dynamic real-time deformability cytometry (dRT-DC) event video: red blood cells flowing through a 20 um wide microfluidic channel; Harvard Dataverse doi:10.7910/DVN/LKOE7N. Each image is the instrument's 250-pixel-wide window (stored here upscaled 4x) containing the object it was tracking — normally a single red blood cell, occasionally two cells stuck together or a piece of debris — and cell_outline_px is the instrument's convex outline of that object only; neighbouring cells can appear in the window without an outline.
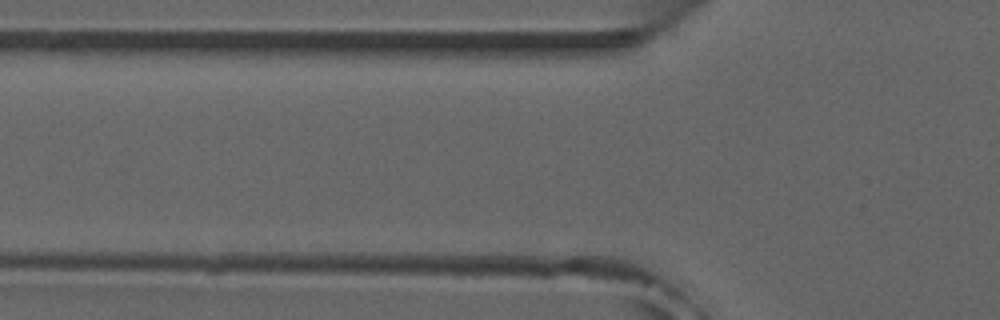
{"species": "common noctule bat (a hibernating species)", "species_latin": "Nyctalus noctula", "temperature_condition": "room temperature", "stored_images_in_passage": 2, "camera_frame_rate_fps": 3000, "um_per_image_px": 0.085, "animal": {"sex": "male", "forearm_length_mm": 52.5}, "frame": {"image": 1, "passage_image": 2, "time_ms": 0.333, "image_size_px": [1000, 320], "cell_outline_px": [[604, 276], [452, 276], [444, 272], [476, 256], [532, 256], [604, 272]], "centroid_in_image_um": [44.06, 22.75], "position_along_channel_um": 81.7, "area_um2": 16.99}}